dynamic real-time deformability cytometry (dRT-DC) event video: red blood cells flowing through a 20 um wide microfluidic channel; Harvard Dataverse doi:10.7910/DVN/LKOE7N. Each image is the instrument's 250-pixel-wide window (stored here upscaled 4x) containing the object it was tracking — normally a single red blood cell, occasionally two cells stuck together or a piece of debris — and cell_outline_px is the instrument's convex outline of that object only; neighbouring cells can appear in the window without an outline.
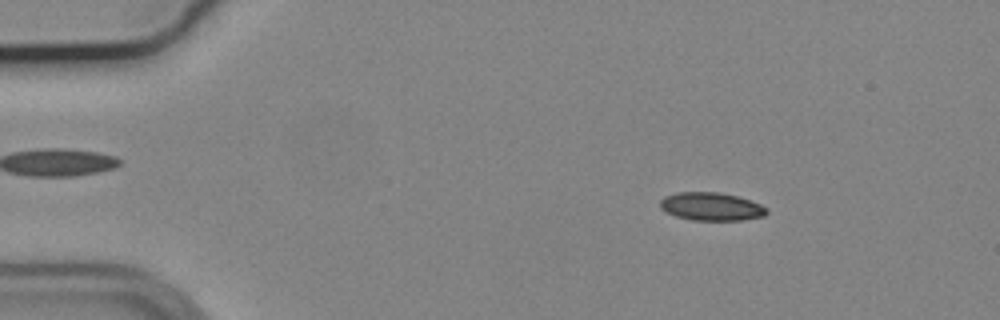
{"species": "common noctule bat (a hibernating species)", "species_latin": "Nyctalus noctula", "temperature_condition": "cold", "stored_images_in_passage": 20, "camera_frame_rate_fps": 3000, "um_per_image_px": 0.085, "animal": {"sex": "male", "body_mass_g": 19.2, "forearm_length_mm": 51.8}, "frame": {"image": 1, "passage_image": 8, "time_ms": 2.333, "image_size_px": [1000, 320], "cell_outline_px": [[768, 212], [764, 216], [740, 220], [692, 220], [676, 216], [660, 208], [660, 200], [664, 196], [676, 192], [720, 192], [736, 196], [760, 204], [768, 208]], "centroid_in_image_um": [60.45, 17.55], "position_along_channel_um": 24.6, "area_um2": 17.4}}
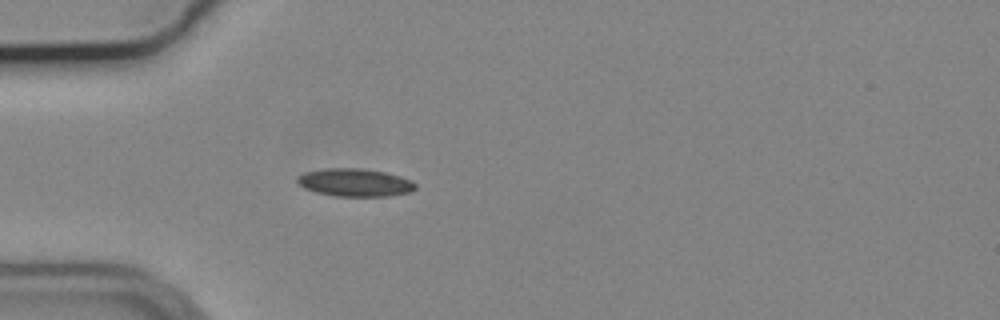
{"frame": {"image": 2, "passage_image": 16, "time_ms": 5.0, "image_size_px": [1000, 320], "cell_outline_px": [[416, 188], [412, 192], [388, 196], [336, 196], [316, 192], [304, 188], [296, 180], [296, 176], [304, 172], [324, 168], [360, 168], [384, 172], [400, 176], [412, 180], [416, 184]], "centroid_in_image_um": [30.17, 15.51], "position_along_channel_um": 54.8, "area_um2": 19.31}}